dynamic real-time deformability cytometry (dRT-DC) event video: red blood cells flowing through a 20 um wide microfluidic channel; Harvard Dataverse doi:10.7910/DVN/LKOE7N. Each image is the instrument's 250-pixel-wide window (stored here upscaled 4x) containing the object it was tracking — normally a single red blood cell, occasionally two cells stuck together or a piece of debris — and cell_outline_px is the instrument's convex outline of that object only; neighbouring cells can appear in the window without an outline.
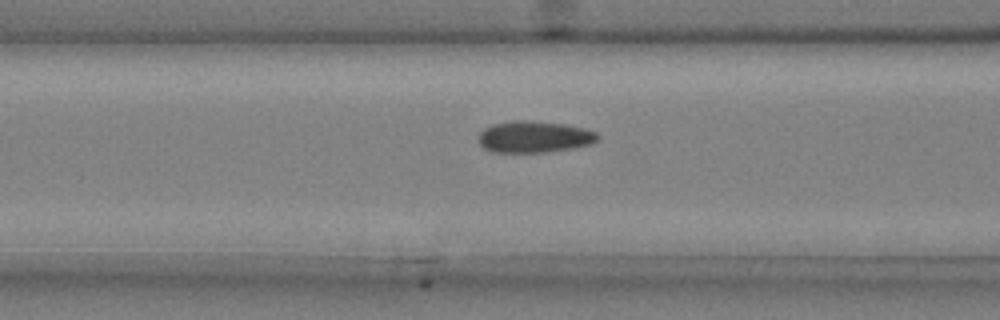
{"species": "common noctule bat (a hibernating species)", "species_latin": "Nyctalus noctula", "temperature_condition": "cold", "stored_images_in_passage": 33, "camera_frame_rate_fps": 3000, "um_per_image_px": 0.085, "animal": {"sex": "male", "body_mass_g": 20.4}, "frame": {"image": 1, "passage_image": 7, "time_ms": 2.0, "image_size_px": [1000, 320], "cell_outline_px": [[600, 140], [592, 144], [572, 148], [544, 152], [492, 152], [484, 148], [480, 144], [480, 132], [484, 128], [492, 124], [516, 120], [528, 120], [564, 124], [584, 128], [596, 132], [600, 136]], "centroid_in_image_um": [45.44, 11.63], "position_along_channel_um": 121.2, "area_um2": 21.96}}
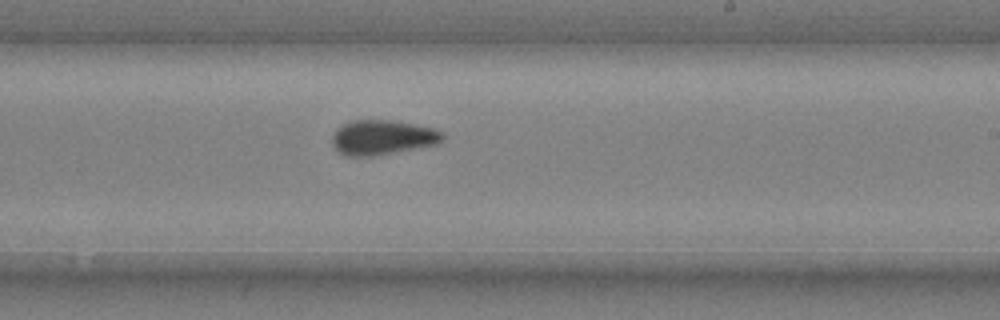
{"frame": {"image": 2, "passage_image": 18, "time_ms": 5.667, "image_size_px": [1000, 320], "cell_outline_px": [[444, 136], [440, 144], [376, 156], [344, 156], [332, 144], [332, 136], [336, 128], [352, 120], [392, 120], [432, 128], [444, 132]], "centroid_in_image_um": [32.52, 11.69], "position_along_channel_um": 256.5, "area_um2": 22.54}}
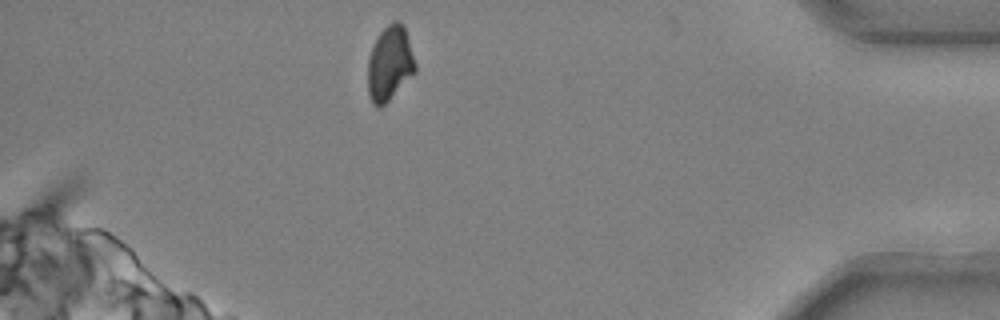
{"frame": {"image": 3, "passage_image": 33, "time_ms": 10.667, "image_size_px": [1000, 320], "cell_outline_px": [[416, 72], [380, 108], [376, 108], [372, 104], [368, 92], [368, 56], [380, 32], [392, 20], [400, 20], [404, 24], [416, 64]], "centroid_in_image_um": [33.13, 5.38], "position_along_channel_um": 402.1, "area_um2": 20.75}, "authors_computed_cell_mechanics": {"area_um2": 21.7328, "velocity_mm_per_s": 3.6942, "shape_relaxation_time_tau1_ms": null, "shape_relaxation_time_tau2_ms": 2.6216, "deformation_change_tau1": null, "deformation_change_tau2": 0.0788}}